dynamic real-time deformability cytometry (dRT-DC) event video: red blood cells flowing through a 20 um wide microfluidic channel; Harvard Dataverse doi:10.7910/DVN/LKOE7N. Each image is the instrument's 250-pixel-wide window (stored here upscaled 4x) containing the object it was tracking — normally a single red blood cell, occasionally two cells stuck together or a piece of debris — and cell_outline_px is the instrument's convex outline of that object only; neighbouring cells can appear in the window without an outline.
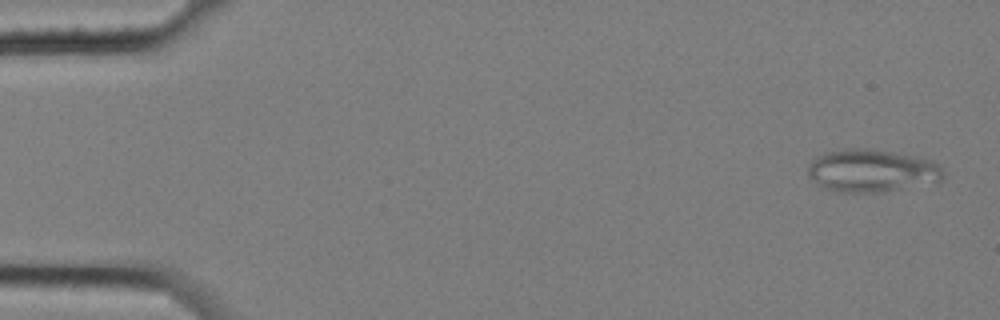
{"species": "common noctule bat (a hibernating species)", "species_latin": "Nyctalus noctula", "temperature_condition": "cold", "stored_images_in_passage": 6, "camera_frame_rate_fps": 3000, "um_per_image_px": 0.085, "animal": {"sex": "female", "body_mass_g": 25.1}, "frame": {"image": 1, "passage_image": 1, "time_ms": 0.0, "image_size_px": [1000, 320], "cell_outline_px": [[944, 176], [936, 184], [884, 192], [840, 192], [820, 188], [808, 176], [808, 164], [816, 156], [824, 152], [844, 148], [868, 148], [892, 152], [912, 156], [928, 160], [936, 164], [944, 172]], "centroid_in_image_um": [74.06, 14.53], "position_along_channel_um": 10.9, "area_um2": 34.22}}